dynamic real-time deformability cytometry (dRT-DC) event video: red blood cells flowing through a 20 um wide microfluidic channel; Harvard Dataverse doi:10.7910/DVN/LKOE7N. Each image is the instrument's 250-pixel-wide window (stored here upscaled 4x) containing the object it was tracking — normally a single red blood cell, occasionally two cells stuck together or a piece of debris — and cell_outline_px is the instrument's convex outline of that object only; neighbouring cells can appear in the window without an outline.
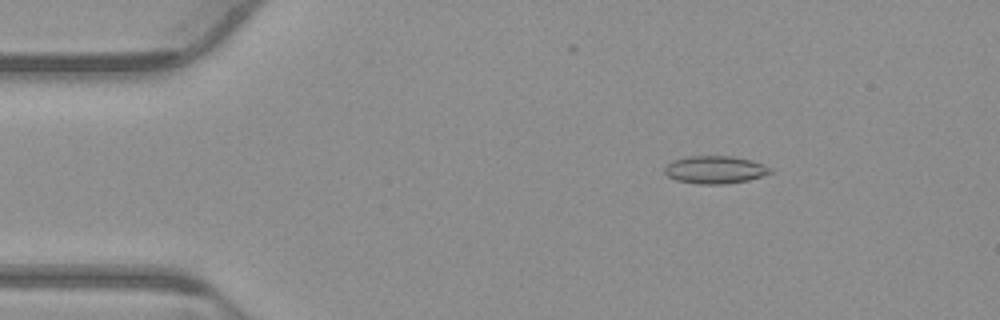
{"species": "common noctule bat (a hibernating species)", "species_latin": "Nyctalus noctula", "temperature_condition": "warm", "stored_images_in_passage": 53, "camera_frame_rate_fps": 3000, "um_per_image_px": 0.085, "animal": {"sex": "male", "body_mass_g": 23.1, "forearm_length_mm": 52.7}, "frame": {"image": 1, "passage_image": 8, "time_ms": 2.333, "image_size_px": [1000, 320], "cell_outline_px": [[772, 172], [748, 180], [724, 184], [700, 184], [676, 180], [668, 176], [664, 172], [664, 168], [672, 160], [688, 156], [732, 156], [752, 160], [764, 164], [772, 168]], "centroid_in_image_um": [60.78, 14.42], "position_along_channel_um": 24.2, "area_um2": 17.05}}
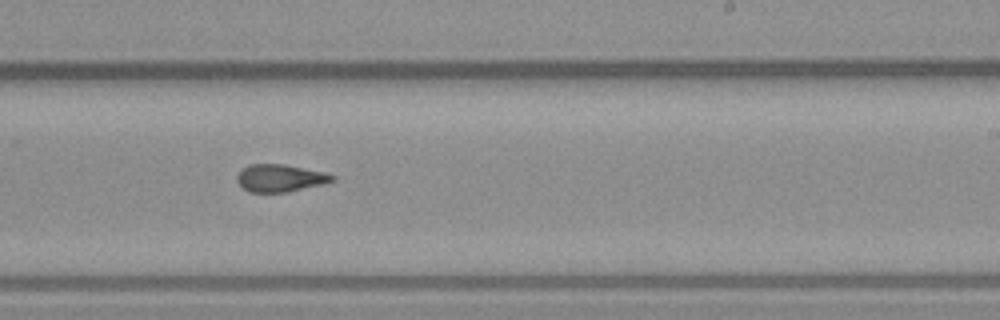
{"frame": {"image": 2, "passage_image": 32, "time_ms": 10.333, "image_size_px": [1000, 320], "cell_outline_px": [[336, 180], [324, 184], [288, 192], [248, 192], [236, 180], [236, 176], [244, 168], [252, 164], [284, 164], [324, 172], [336, 176]], "centroid_in_image_um": [23.85, 15.14], "position_along_channel_um": 265.2, "area_um2": 15.2}}
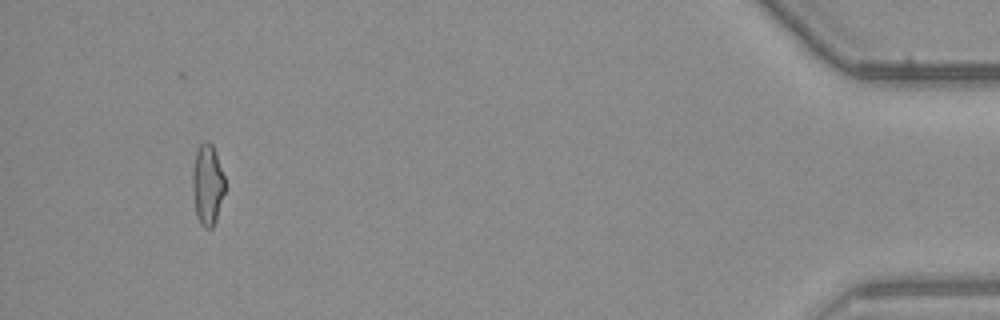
{"frame": {"image": 3, "passage_image": 50, "time_ms": 16.333, "image_size_px": [1000, 320], "cell_outline_px": [[224, 192], [216, 220], [212, 228], [204, 228], [200, 224], [196, 216], [192, 192], [192, 172], [196, 152], [200, 144], [204, 140], [208, 140], [212, 144], [224, 176]], "centroid_in_image_um": [17.61, 15.71], "position_along_channel_um": 417.6, "area_um2": 15.26}, "authors_computed_cell_mechanics": {"area_um2": 15.7216, "velocity_mm_per_s": 3.8582, "shape_relaxation_time_tau1_ms": null, "shape_relaxation_time_tau2_ms": 2.1436, "deformation_change_tau1": null, "deformation_change_tau2": 0.1017}}